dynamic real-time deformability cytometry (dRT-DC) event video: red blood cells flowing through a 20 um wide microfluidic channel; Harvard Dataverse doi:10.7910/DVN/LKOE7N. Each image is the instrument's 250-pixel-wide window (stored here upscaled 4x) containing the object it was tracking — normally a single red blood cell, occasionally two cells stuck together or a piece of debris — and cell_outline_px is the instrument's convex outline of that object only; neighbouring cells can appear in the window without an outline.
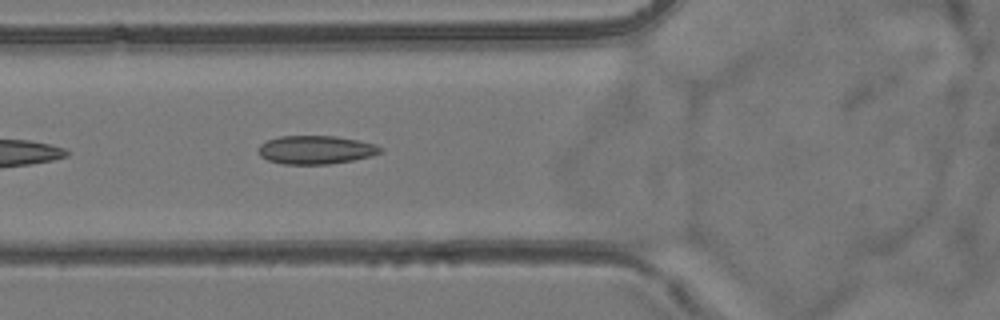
{"species": "common noctule bat (a hibernating species)", "species_latin": "Nyctalus noctula", "temperature_condition": "room temperature", "stored_images_in_passage": 9, "camera_frame_rate_fps": 3000, "um_per_image_px": 0.085, "animal": {"sex": "female", "body_mass_g": 24.6, "forearm_length_mm": 56.2}, "frame": {"image": 1, "passage_image": 4, "time_ms": 1.0, "image_size_px": [1000, 320], "cell_outline_px": [[384, 152], [372, 156], [352, 160], [328, 164], [284, 164], [268, 160], [260, 156], [256, 152], [256, 148], [260, 144], [268, 140], [280, 136], [336, 136], [376, 144], [384, 148]], "centroid_in_image_um": [26.84, 12.73], "position_along_channel_um": 99.0, "area_um2": 20.4}}